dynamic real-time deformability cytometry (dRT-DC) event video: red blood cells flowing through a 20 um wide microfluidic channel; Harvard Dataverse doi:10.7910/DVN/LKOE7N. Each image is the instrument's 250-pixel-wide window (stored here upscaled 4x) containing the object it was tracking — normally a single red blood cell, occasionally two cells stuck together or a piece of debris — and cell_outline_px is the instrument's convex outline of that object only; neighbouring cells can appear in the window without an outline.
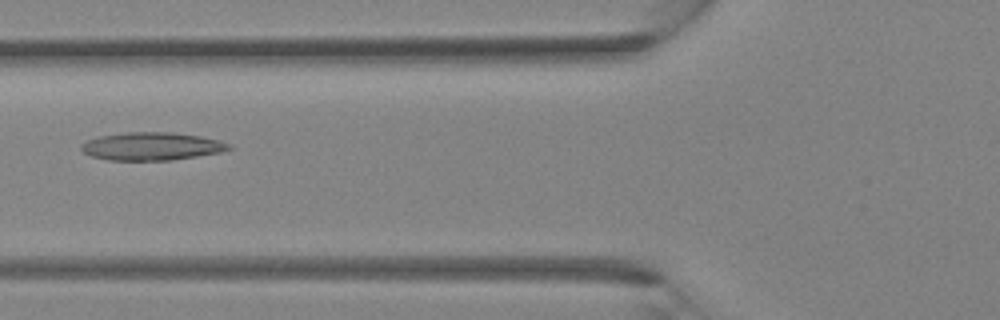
{"species": "Egyptian fruit bat (a non-hibernating species)", "species_latin": "Rousettus aegyptiacus", "temperature_condition": "room temperature", "stored_images_in_passage": 39, "segment_of_instrument_passage": [1, 2], "camera_frame_rate_fps": 3000, "um_per_image_px": 0.085, "animal": {"sex": "female"}, "frame": {"image": 1, "passage_image": 15, "time_ms": 4.667, "image_size_px": [1000, 320], "cell_outline_px": [[232, 148], [220, 152], [172, 160], [108, 160], [92, 156], [84, 152], [80, 148], [80, 144], [88, 140], [100, 136], [128, 132], [172, 132], [200, 136], [220, 140], [228, 144]], "centroid_in_image_um": [12.88, 12.43], "position_along_channel_um": 112.9, "area_um2": 23.87}}
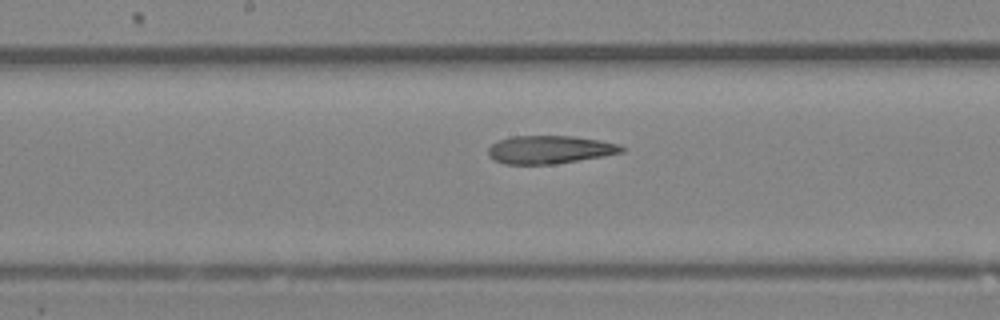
{"frame": {"image": 2, "passage_image": 20, "time_ms": 6.333, "image_size_px": [1000, 320], "cell_outline_px": [[624, 152], [604, 156], [556, 164], [504, 164], [492, 160], [488, 156], [488, 148], [492, 144], [500, 140], [512, 136], [572, 136], [600, 140], [620, 144], [624, 148]], "centroid_in_image_um": [46.72, 12.72], "position_along_channel_um": 201.5, "area_um2": 21.96}}
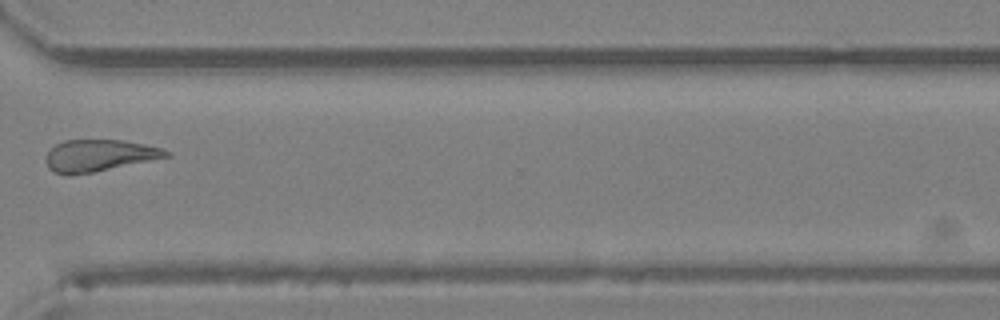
{"frame": {"image": 3, "passage_image": 29, "time_ms": 9.333, "image_size_px": [1000, 320], "cell_outline_px": [[172, 156], [92, 172], [68, 176], [56, 172], [48, 168], [48, 152], [56, 144], [64, 140], [120, 140], [144, 144], [160, 148], [172, 152]], "centroid_in_image_um": [8.46, 13.22], "position_along_channel_um": 362.1, "area_um2": 21.96}}